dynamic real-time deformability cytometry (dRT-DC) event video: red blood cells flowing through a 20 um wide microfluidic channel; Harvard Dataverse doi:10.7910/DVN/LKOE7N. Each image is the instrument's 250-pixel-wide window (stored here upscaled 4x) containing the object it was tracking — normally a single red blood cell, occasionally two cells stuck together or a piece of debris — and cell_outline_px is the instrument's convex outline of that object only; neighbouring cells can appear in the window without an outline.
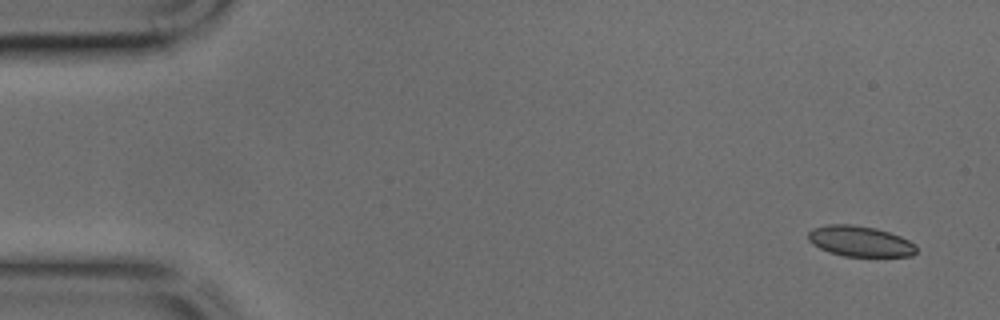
{"species": "common noctule bat (a hibernating species)", "species_latin": "Nyctalus noctula", "temperature_condition": "cold", "stored_images_in_passage": 43, "camera_frame_rate_fps": 3000, "um_per_image_px": 0.085, "animal": {"sex": "male", "body_mass_g": 17.9, "forearm_length_mm": 54.2}, "frame": {"image": 1, "passage_image": 1, "time_ms": 0.0, "image_size_px": [1000, 320], "cell_outline_px": [[916, 252], [912, 256], [844, 256], [828, 252], [812, 244], [808, 240], [808, 232], [812, 228], [828, 224], [852, 224], [876, 228], [900, 236], [916, 244]], "centroid_in_image_um": [73.08, 20.5], "position_along_channel_um": 11.9, "area_um2": 19.36}}
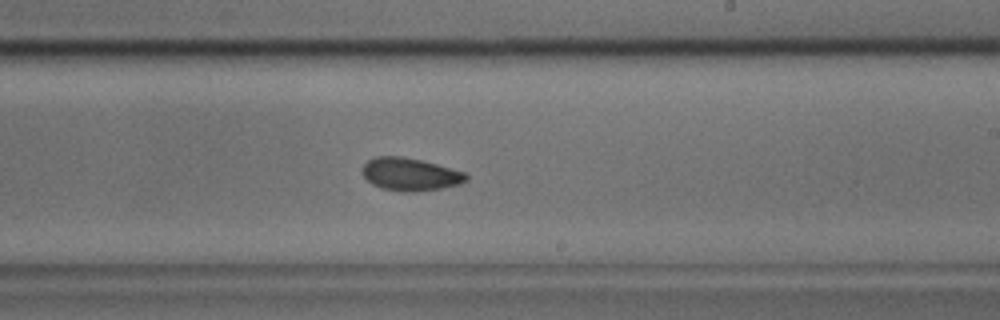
{"frame": {"image": 2, "passage_image": 25, "time_ms": 8.0, "image_size_px": [1000, 320], "cell_outline_px": [[468, 180], [460, 184], [440, 188], [412, 192], [404, 192], [380, 188], [372, 184], [364, 176], [364, 164], [368, 160], [376, 156], [400, 156], [420, 160], [436, 164], [464, 172], [468, 176]], "centroid_in_image_um": [34.87, 14.82], "position_along_channel_um": 254.1, "area_um2": 19.59}}
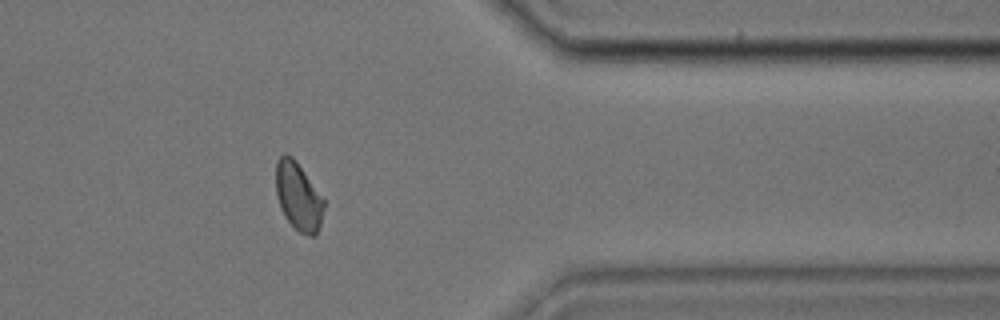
{"frame": {"image": 3, "passage_image": 35, "time_ms": 11.333, "image_size_px": [1000, 320], "cell_outline_px": [[324, 208], [320, 224], [316, 236], [308, 236], [300, 232], [284, 216], [280, 208], [276, 196], [276, 160], [284, 152], [292, 156], [296, 160], [324, 200]], "centroid_in_image_um": [25.33, 16.68], "position_along_channel_um": 386.1, "area_um2": 19.02}}